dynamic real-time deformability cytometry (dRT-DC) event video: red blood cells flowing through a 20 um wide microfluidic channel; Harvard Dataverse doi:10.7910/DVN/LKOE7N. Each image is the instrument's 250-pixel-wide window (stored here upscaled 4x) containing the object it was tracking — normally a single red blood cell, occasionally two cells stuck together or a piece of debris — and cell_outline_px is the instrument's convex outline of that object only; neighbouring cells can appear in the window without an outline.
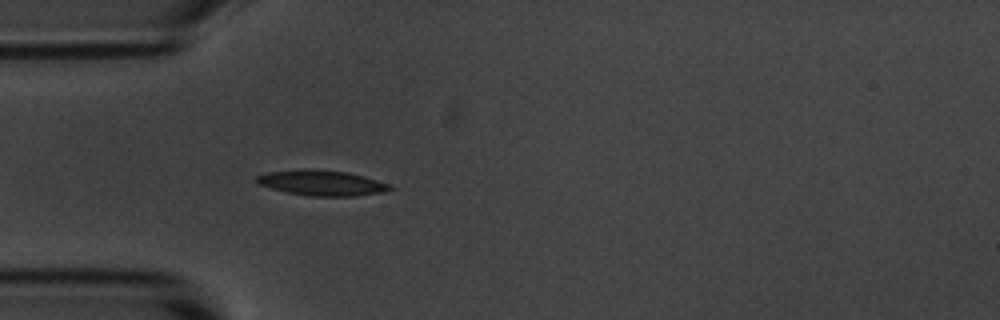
{"species": "common noctule bat (a hibernating species)", "species_latin": "Nyctalus noctula", "temperature_condition": "room temperature", "stored_images_in_passage": 5, "camera_frame_rate_fps": 3000, "um_per_image_px": 0.085, "animal": {"sex": "male", "body_mass_g": 20.1, "forearm_length_mm": 53.5}, "frame": {"image": 1, "passage_image": 5, "time_ms": 4.667, "image_size_px": [1000, 320], "cell_outline_px": [[396, 188], [384, 192], [356, 196], [308, 196], [288, 192], [256, 184], [252, 180], [256, 176], [268, 172], [300, 168], [348, 172], [364, 176], [388, 184]], "centroid_in_image_um": [27.31, 15.54], "position_along_channel_um": 57.7, "area_um2": 19.88}}